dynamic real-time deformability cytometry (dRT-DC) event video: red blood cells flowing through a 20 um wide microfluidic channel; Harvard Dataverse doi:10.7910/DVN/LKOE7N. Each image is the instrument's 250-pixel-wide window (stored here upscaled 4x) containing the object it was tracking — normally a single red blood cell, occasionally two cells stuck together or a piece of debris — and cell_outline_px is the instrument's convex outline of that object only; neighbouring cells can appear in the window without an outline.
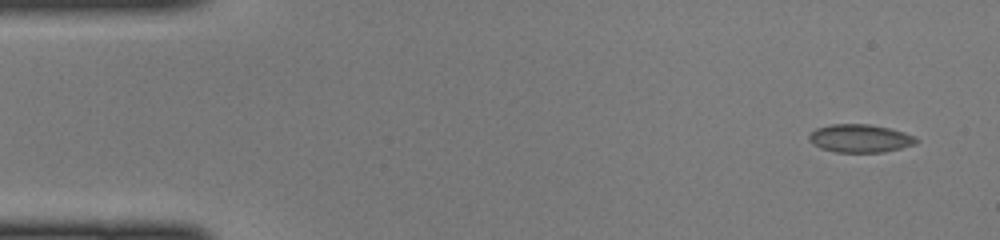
{"species": "common noctule bat (a hibernating species)", "species_latin": "Nyctalus noctula", "temperature_condition": "cold", "stored_images_in_passage": 45, "camera_frame_rate_fps": 3000, "um_per_image_px": 0.085, "animal": {"sex": "female", "body_mass_g": 22.0, "forearm_length_mm": 56.7}, "frame": {"image": 1, "passage_image": 1, "time_ms": 0.0, "image_size_px": [1000, 240], "cell_outline_px": [[920, 140], [916, 144], [884, 152], [836, 152], [820, 148], [812, 144], [808, 140], [808, 136], [816, 128], [832, 124], [868, 124], [888, 128], [904, 132], [916, 136]], "centroid_in_image_um": [73.11, 11.76], "position_along_channel_um": 11.9, "area_um2": 17.63}}
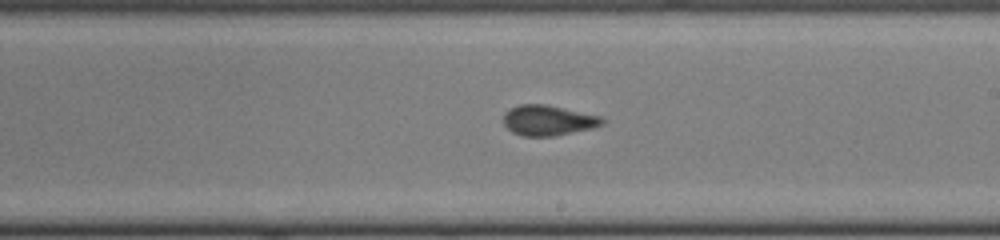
{"frame": {"image": 2, "passage_image": 25, "time_ms": 8.0, "image_size_px": [1000, 240], "cell_outline_px": [[604, 124], [592, 128], [552, 136], [524, 136], [512, 132], [504, 124], [504, 112], [520, 104], [544, 104], [600, 116], [604, 120]], "centroid_in_image_um": [46.58, 10.23], "position_along_channel_um": 242.4, "area_um2": 17.17}}
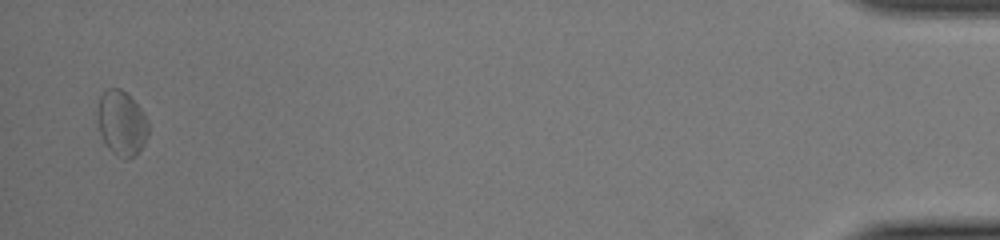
{"frame": {"image": 3, "passage_image": 44, "time_ms": 14.333, "image_size_px": [1000, 240], "cell_outline_px": [[148, 136], [144, 144], [136, 156], [128, 160], [124, 160], [112, 152], [108, 148], [100, 132], [96, 112], [100, 96], [108, 88], [120, 88], [140, 108], [148, 120]], "centroid_in_image_um": [10.34, 10.51], "position_along_channel_um": 424.9, "area_um2": 19.25}}